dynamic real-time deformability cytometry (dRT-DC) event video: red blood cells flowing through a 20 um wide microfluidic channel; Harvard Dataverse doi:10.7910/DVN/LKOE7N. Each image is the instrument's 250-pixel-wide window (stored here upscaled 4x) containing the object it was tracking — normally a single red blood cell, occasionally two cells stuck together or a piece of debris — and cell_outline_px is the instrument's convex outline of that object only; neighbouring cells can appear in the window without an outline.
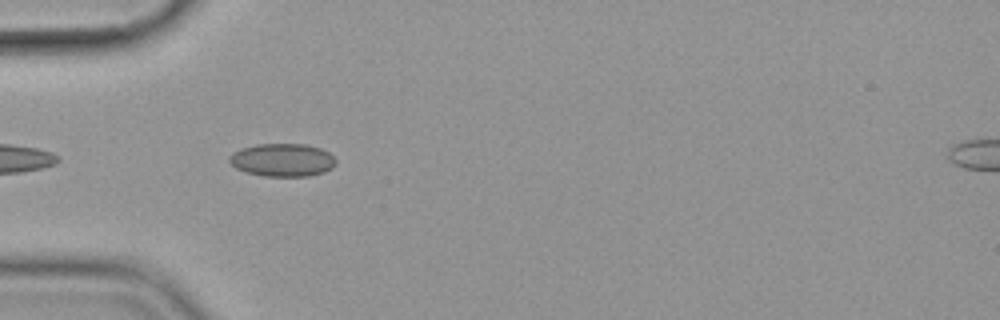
{"species": "common noctule bat (a hibernating species)", "species_latin": "Nyctalus noctula", "temperature_condition": "cold", "stored_images_in_passage": 42, "camera_frame_rate_fps": 3000, "um_per_image_px": 0.085, "animal": {"sex": "female", "body_mass_g": 19.9}, "frame": {"image": 1, "passage_image": 3, "time_ms": 0.667, "image_size_px": [1000, 320], "cell_outline_px": [[336, 164], [332, 168], [324, 172], [308, 176], [264, 176], [244, 172], [236, 168], [228, 160], [228, 156], [232, 152], [240, 148], [256, 144], [304, 144], [320, 148], [328, 152], [336, 160]], "centroid_in_image_um": [23.98, 13.6], "position_along_channel_um": 61.0, "area_um2": 20.63}}
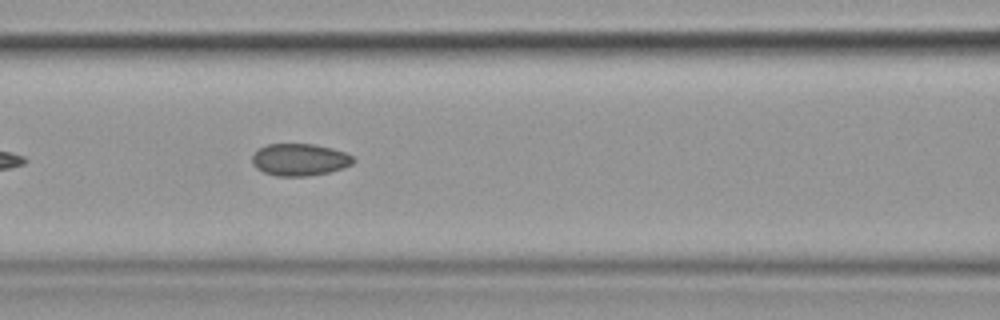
{"frame": {"image": 2, "passage_image": 10, "time_ms": 3.0, "image_size_px": [1000, 320], "cell_outline_px": [[356, 160], [352, 164], [344, 168], [328, 172], [308, 176], [276, 176], [264, 172], [256, 168], [252, 164], [252, 156], [260, 148], [268, 144], [312, 144], [332, 148], [344, 152], [352, 156]], "centroid_in_image_um": [25.48, 13.58], "position_along_channel_um": 141.1, "area_um2": 18.9}}
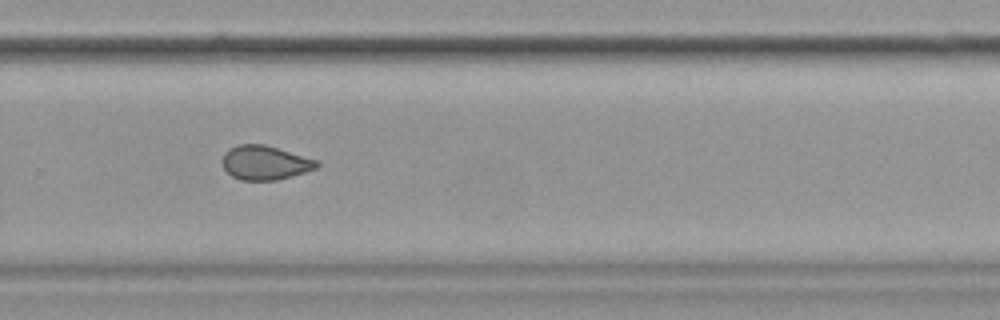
{"frame": {"image": 3, "passage_image": 24, "time_ms": 7.667, "image_size_px": [1000, 320], "cell_outline_px": [[320, 164], [316, 168], [292, 176], [276, 180], [240, 180], [232, 176], [224, 168], [220, 160], [224, 152], [228, 148], [236, 144], [264, 144], [320, 160]], "centroid_in_image_um": [22.51, 13.81], "position_along_channel_um": 307.3, "area_um2": 19.07}, "authors_computed_cell_mechanics": {"area_um2": 19.0451, "velocity_mm_per_s": 3.5732, "shape_relaxation_time_tau1_ms": null, "shape_relaxation_time_tau2_ms": 2.6972, "deformation_change_tau1": null, "deformation_change_tau2": 0.062}}